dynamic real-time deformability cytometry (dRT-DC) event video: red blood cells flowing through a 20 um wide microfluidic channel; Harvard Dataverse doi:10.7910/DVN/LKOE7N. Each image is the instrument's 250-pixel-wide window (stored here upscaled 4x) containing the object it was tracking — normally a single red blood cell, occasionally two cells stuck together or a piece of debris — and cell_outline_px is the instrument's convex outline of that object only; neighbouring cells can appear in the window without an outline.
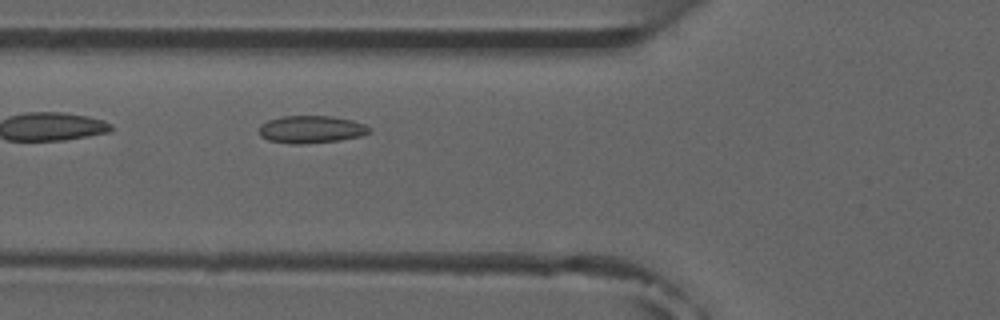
{"species": "common noctule bat (a hibernating species)", "species_latin": "Nyctalus noctula", "temperature_condition": "room temperature", "stored_images_in_passage": 4, "camera_frame_rate_fps": 3000, "um_per_image_px": 0.085, "animal": {"sex": "male", "forearm_length_mm": 52.5}, "frame": {"image": 1, "passage_image": 4, "time_ms": 4.667, "image_size_px": [1000, 320], "cell_outline_px": [[372, 132], [360, 136], [340, 140], [304, 144], [292, 144], [268, 140], [260, 136], [260, 124], [268, 120], [284, 116], [332, 116], [352, 120], [364, 124], [372, 128]], "centroid_in_image_um": [26.47, 11.0], "position_along_channel_um": 99.3, "area_um2": 17.74}}